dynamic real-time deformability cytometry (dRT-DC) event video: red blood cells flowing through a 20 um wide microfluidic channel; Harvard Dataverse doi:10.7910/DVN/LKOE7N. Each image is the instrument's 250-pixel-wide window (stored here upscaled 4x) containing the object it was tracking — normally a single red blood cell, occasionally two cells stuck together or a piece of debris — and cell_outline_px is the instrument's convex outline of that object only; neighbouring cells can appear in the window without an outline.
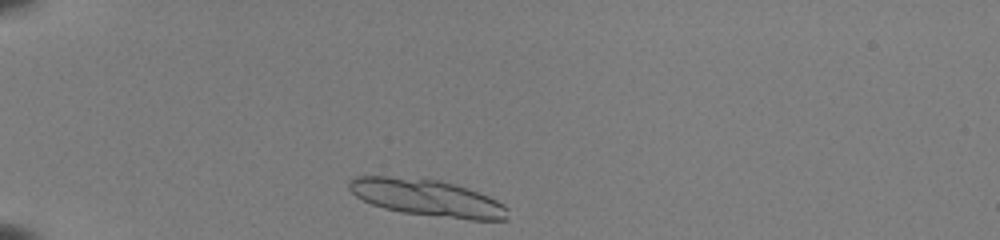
{"species": "common noctule bat (a hibernating species)", "species_latin": "Nyctalus noctula", "temperature_condition": "room temperature", "stored_images_in_passage": 10, "camera_frame_rate_fps": 3000, "um_per_image_px": 0.085, "animal": {"sex": "female", "body_mass_g": 22.0, "forearm_length_mm": 56.7}, "frame": {"image": 1, "passage_image": 1, "time_ms": 0.0, "image_size_px": [1000, 240], "cell_outline_px": [[508, 220], [468, 220], [404, 212], [384, 208], [372, 204], [356, 196], [348, 188], [348, 180], [356, 176], [388, 176], [440, 180], [456, 184], [468, 188], [488, 196], [504, 204], [508, 208]], "centroid_in_image_um": [36.34, 16.81], "position_along_channel_um": 48.7, "area_um2": 34.04}}